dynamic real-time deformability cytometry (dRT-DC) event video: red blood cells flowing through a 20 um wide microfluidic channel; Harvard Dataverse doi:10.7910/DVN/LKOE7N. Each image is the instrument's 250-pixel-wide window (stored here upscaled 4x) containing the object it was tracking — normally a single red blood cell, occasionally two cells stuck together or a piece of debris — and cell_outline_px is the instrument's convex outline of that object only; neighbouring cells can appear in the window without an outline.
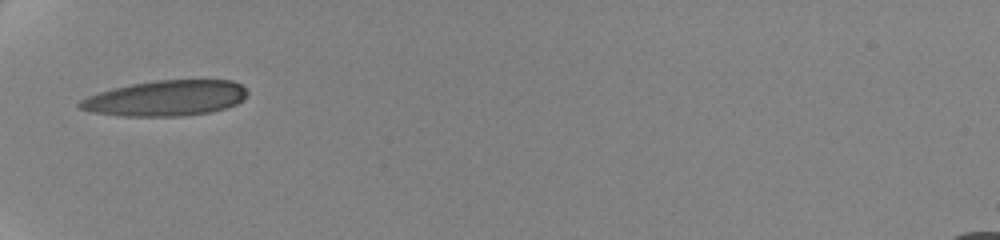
{"species": "human", "species_latin": "Homo sapiens", "temperature_condition": "cold", "stored_images_in_passage": 35, "camera_frame_rate_fps": 3000, "um_per_image_px": 0.085, "donor": {"sex": "female"}, "frame": {"image": 1, "passage_image": 1, "time_ms": 0.0, "image_size_px": [1000, 240], "cell_outline_px": [[248, 92], [236, 104], [212, 112], [184, 116], [124, 116], [92, 112], [80, 108], [76, 104], [80, 100], [88, 96], [112, 88], [132, 84], [156, 80], [232, 80], [240, 84]], "centroid_in_image_um": [14.07, 8.35], "position_along_channel_um": 70.9, "area_um2": 34.56}}
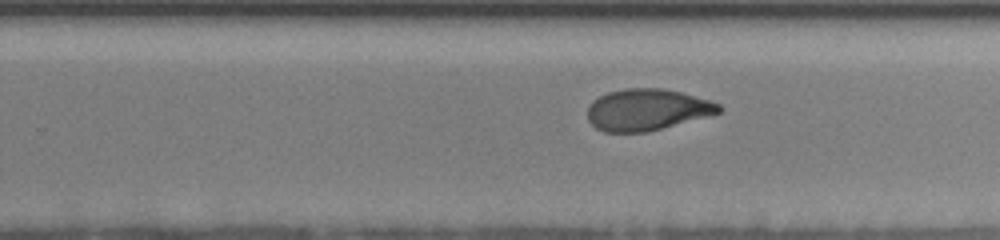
{"frame": {"image": 2, "passage_image": 18, "time_ms": 6.0, "image_size_px": [1000, 240], "cell_outline_px": [[720, 112], [660, 128], [644, 132], [604, 132], [596, 128], [588, 120], [588, 108], [592, 100], [608, 92], [624, 88], [664, 88], [680, 92], [708, 100], [720, 104]], "centroid_in_image_um": [54.93, 9.31], "position_along_channel_um": 274.9, "area_um2": 31.27}}
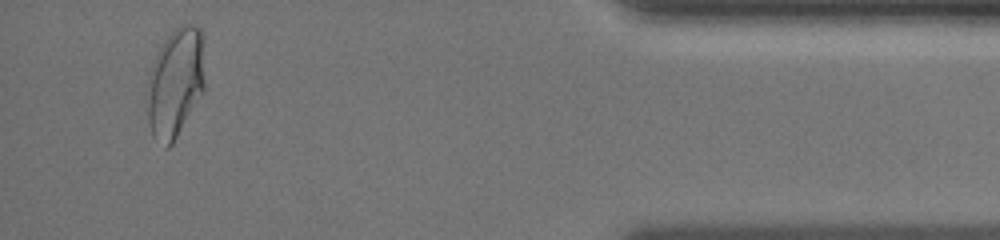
{"frame": {"image": 3, "passage_image": 33, "time_ms": 11.333, "image_size_px": [1000, 240], "cell_outline_px": [[204, 92], [172, 144], [168, 148], [164, 148], [152, 136], [148, 120], [148, 104], [152, 64], [156, 52], [164, 40], [180, 24], [196, 24], [204, 32]], "centroid_in_image_um": [14.96, 7.0], "position_along_channel_um": 420.2, "area_um2": 36.93}, "authors_computed_cell_mechanics": {"area_um2": 33.4084, "velocity_mm_per_s": 3.514, "shape_relaxation_time_tau1_ms": 6.0277, "shape_relaxation_time_tau2_ms": 2.677, "deformation_change_tau1": 0.1854, "deformation_change_tau2": 0.0643}}